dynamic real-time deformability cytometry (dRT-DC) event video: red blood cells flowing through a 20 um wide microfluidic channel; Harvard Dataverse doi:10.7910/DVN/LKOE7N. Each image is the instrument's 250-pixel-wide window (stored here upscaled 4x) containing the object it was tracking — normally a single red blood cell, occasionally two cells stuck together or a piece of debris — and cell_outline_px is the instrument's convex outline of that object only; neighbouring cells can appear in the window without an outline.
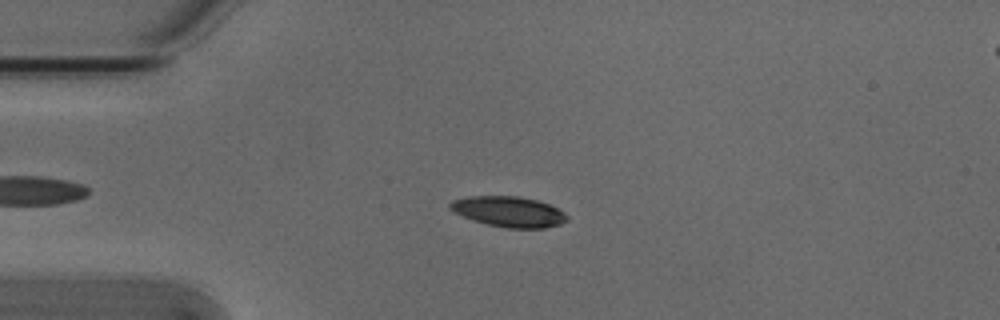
{"species": "Egyptian fruit bat (a non-hibernating species)", "species_latin": "Rousettus aegyptiacus", "temperature_condition": "cold", "stored_images_in_passage": 7, "camera_frame_rate_fps": 3000, "um_per_image_px": 0.085, "animal": {"sex": "male"}, "frame": {"image": 1, "passage_image": 4, "time_ms": 1.0, "image_size_px": [1000, 320], "cell_outline_px": [[568, 220], [560, 224], [544, 228], [508, 228], [488, 224], [472, 220], [452, 212], [448, 208], [448, 204], [452, 200], [468, 196], [520, 196], [536, 200], [548, 204], [564, 212], [568, 216]], "centroid_in_image_um": [43.2, 17.98], "position_along_channel_um": 41.8, "area_um2": 20.87}}
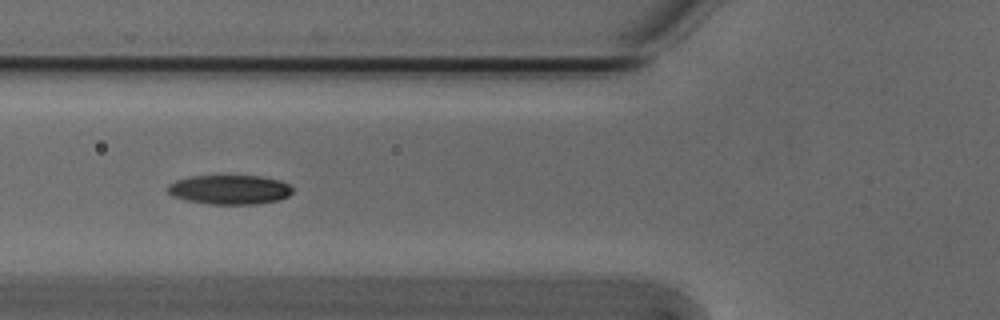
{"frame": {"image": 2, "passage_image": 6, "time_ms": 1.667, "image_size_px": [1000, 320], "cell_outline_px": [[292, 192], [288, 196], [280, 200], [256, 204], [212, 204], [184, 200], [172, 196], [168, 192], [168, 184], [176, 180], [192, 176], [260, 176], [280, 180], [288, 184], [292, 188]], "centroid_in_image_um": [19.52, 16.12], "position_along_channel_um": 106.3, "area_um2": 21.39}}